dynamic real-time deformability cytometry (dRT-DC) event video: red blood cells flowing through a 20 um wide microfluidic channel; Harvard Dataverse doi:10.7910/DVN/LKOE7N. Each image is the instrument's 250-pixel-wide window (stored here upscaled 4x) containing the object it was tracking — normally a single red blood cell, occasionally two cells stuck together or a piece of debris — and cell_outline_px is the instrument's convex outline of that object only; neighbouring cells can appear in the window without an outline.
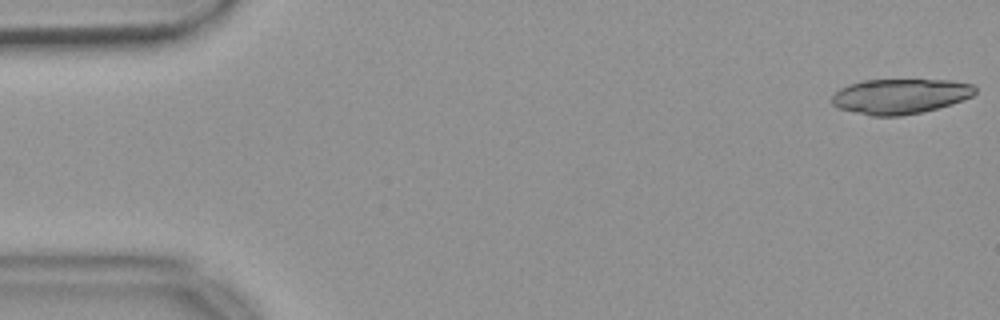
{"species": "common noctule bat (a hibernating species)", "species_latin": "Nyctalus noctula", "temperature_condition": "warm", "stored_images_in_passage": 54, "camera_frame_rate_fps": 3000, "um_per_image_px": 0.085, "animal": {"sex": "female", "body_mass_g": 18.4}, "frame": {"image": 1, "passage_image": 1, "time_ms": 0.0, "image_size_px": [1000, 320], "cell_outline_px": [[976, 92], [972, 96], [964, 100], [952, 104], [920, 112], [900, 116], [872, 116], [836, 108], [832, 104], [832, 96], [840, 88], [848, 84], [864, 80], [952, 80], [972, 84], [976, 88]], "centroid_in_image_um": [76.51, 8.18], "position_along_channel_um": 8.5, "area_um2": 29.36}}